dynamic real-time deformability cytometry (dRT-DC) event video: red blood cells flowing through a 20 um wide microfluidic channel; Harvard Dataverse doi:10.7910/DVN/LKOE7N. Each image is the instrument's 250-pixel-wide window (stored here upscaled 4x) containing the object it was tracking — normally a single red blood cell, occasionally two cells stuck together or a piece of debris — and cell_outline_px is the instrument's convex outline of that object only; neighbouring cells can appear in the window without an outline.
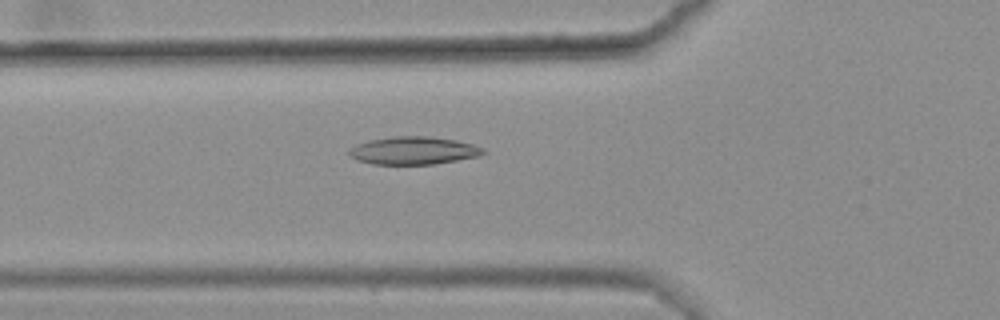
{"species": "common noctule bat (a hibernating species)", "species_latin": "Nyctalus noctula", "temperature_condition": "warm", "stored_images_in_passage": 36, "camera_frame_rate_fps": 3000, "um_per_image_px": 0.085, "animal": {"sex": "female", "body_mass_g": 25.1}, "frame": {"image": 1, "passage_image": 20, "time_ms": 6.333, "image_size_px": [1000, 320], "cell_outline_px": [[488, 152], [480, 156], [432, 164], [372, 164], [356, 160], [348, 156], [348, 152], [356, 144], [368, 140], [392, 136], [428, 136], [456, 140], [472, 144], [484, 148]], "centroid_in_image_um": [35.14, 12.79], "position_along_channel_um": 90.7, "area_um2": 21.85}}
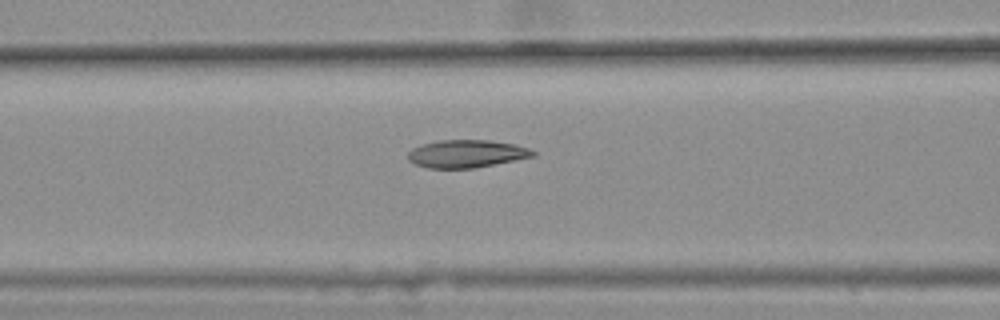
{"frame": {"image": 2, "passage_image": 23, "time_ms": 7.333, "image_size_px": [1000, 320], "cell_outline_px": [[536, 156], [476, 168], [428, 168], [416, 164], [408, 160], [408, 152], [412, 148], [436, 140], [492, 140], [516, 144], [528, 148], [536, 152]], "centroid_in_image_um": [39.69, 13.06], "position_along_channel_um": 126.9, "area_um2": 20.35}}